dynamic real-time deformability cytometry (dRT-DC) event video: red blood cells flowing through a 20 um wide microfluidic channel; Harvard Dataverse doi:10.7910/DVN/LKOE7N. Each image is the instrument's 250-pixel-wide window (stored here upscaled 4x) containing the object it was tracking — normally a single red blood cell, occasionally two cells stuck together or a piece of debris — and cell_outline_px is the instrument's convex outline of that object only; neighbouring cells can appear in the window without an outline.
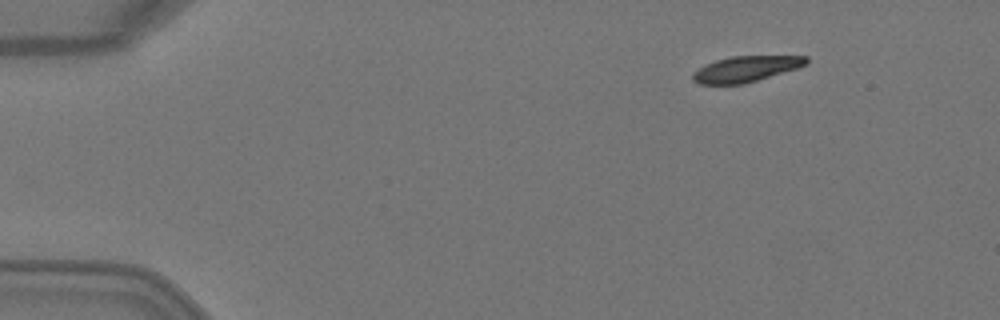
{"species": "Egyptian fruit bat (a non-hibernating species)", "species_latin": "Rousettus aegyptiacus", "temperature_condition": "warm", "stored_images_in_passage": 6, "camera_frame_rate_fps": 3000, "um_per_image_px": 0.085, "animal": {"sex": "female"}, "frame": {"image": 1, "passage_image": 1, "time_ms": 0.0, "image_size_px": [1000, 320], "cell_outline_px": [[808, 64], [796, 68], [744, 84], [700, 84], [692, 80], [692, 72], [716, 60], [732, 56], [808, 56]], "centroid_in_image_um": [63.39, 5.86], "position_along_channel_um": 21.6, "area_um2": 16.82}}
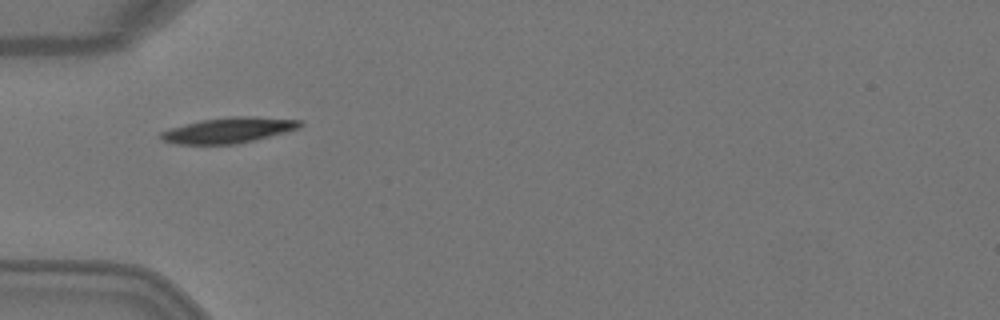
{"frame": {"image": 2, "passage_image": 4, "time_ms": 1.0, "image_size_px": [1000, 320], "cell_outline_px": [[304, 124], [300, 128], [236, 144], [176, 144], [160, 140], [160, 132], [168, 128], [200, 120], [232, 116], [256, 116], [300, 120]], "centroid_in_image_um": [19.39, 11.06], "position_along_channel_um": 65.6, "area_um2": 20.75}}